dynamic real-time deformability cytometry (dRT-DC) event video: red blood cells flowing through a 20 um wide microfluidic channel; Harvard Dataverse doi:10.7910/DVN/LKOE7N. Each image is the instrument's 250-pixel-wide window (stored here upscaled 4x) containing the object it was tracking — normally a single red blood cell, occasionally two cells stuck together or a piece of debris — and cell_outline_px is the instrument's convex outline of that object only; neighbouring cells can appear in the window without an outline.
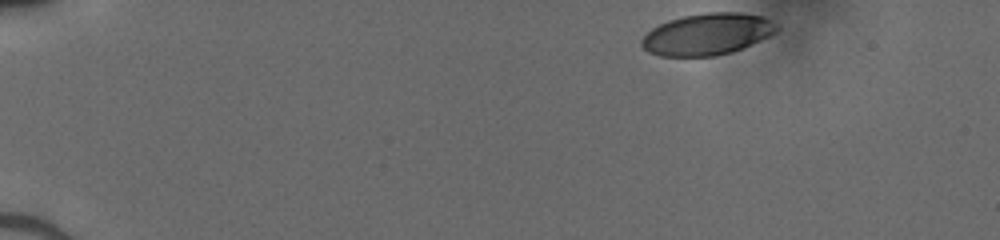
{"species": "human", "species_latin": "Homo sapiens", "temperature_condition": "cold", "stored_images_in_passage": 39, "camera_frame_rate_fps": 3000, "um_per_image_px": 0.085, "donor": {"sex": "male"}, "frame": {"image": 1, "passage_image": 1, "time_ms": 0.0, "image_size_px": [1000, 240], "cell_outline_px": [[776, 32], [760, 40], [732, 52], [712, 56], [660, 56], [648, 52], [640, 44], [640, 40], [652, 28], [668, 20], [684, 16], [708, 12], [740, 12], [760, 16], [768, 20], [776, 28]], "centroid_in_image_um": [60.05, 2.91], "position_along_channel_um": 25.0, "area_um2": 32.31}}
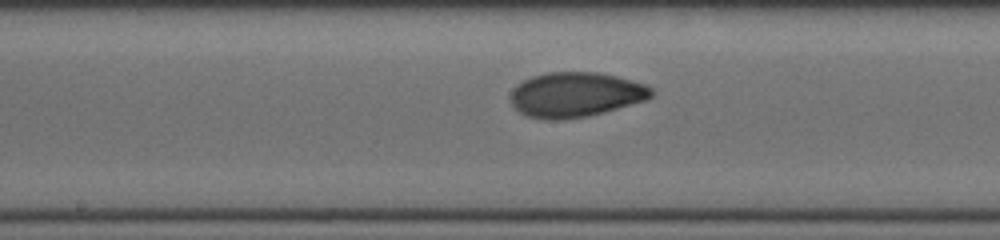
{"frame": {"image": 2, "passage_image": 22, "time_ms": 7.0, "image_size_px": [1000, 240], "cell_outline_px": [[652, 96], [648, 100], [604, 112], [588, 116], [556, 120], [548, 120], [528, 116], [520, 112], [512, 104], [508, 96], [512, 88], [516, 84], [532, 76], [548, 72], [596, 72], [616, 76], [644, 84], [652, 88]], "centroid_in_image_um": [48.9, 8.04], "position_along_channel_um": 199.3, "area_um2": 36.93}}
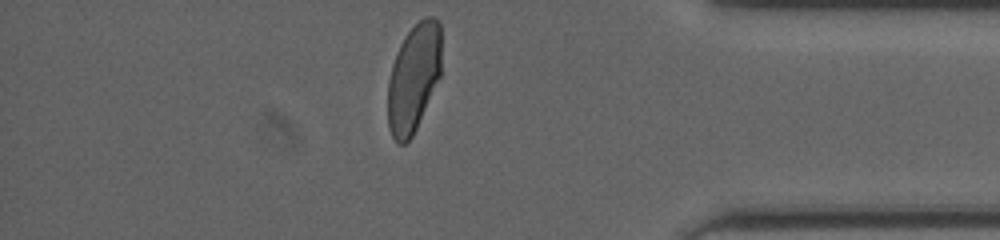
{"frame": {"image": 3, "passage_image": 38, "time_ms": 12.333, "image_size_px": [1000, 240], "cell_outline_px": [[440, 76], [416, 128], [412, 136], [404, 144], [396, 144], [392, 136], [388, 124], [388, 80], [392, 64], [400, 44], [404, 36], [424, 16], [432, 16], [440, 20]], "centroid_in_image_um": [35.15, 6.61], "position_along_channel_um": 400.1, "area_um2": 33.64}}